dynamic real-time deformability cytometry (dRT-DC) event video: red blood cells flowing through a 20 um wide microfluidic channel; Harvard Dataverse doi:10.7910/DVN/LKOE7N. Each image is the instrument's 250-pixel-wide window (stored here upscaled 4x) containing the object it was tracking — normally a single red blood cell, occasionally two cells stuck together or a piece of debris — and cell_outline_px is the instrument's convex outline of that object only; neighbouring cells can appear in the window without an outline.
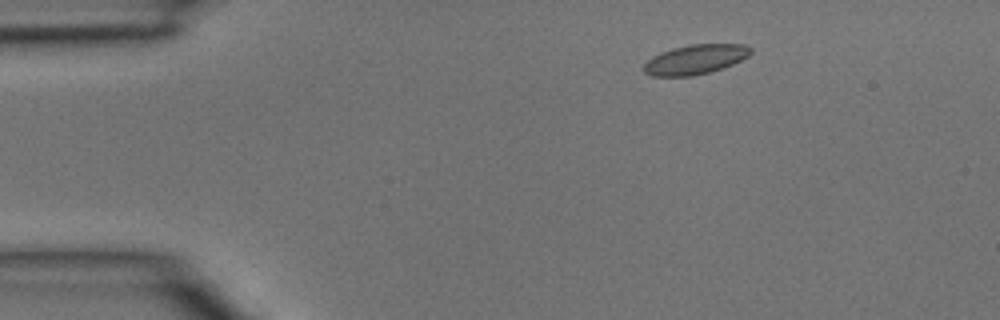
{"species": "common noctule bat (a hibernating species)", "species_latin": "Nyctalus noctula", "temperature_condition": "room temperature", "stored_images_in_passage": 6, "camera_frame_rate_fps": 3000, "um_per_image_px": 0.085, "animal": {"sex": "male", "body_mass_g": 15.6}, "frame": {"image": 1, "passage_image": 2, "time_ms": 0.333, "image_size_px": [1000, 320], "cell_outline_px": [[752, 52], [748, 56], [732, 64], [708, 72], [692, 76], [652, 76], [644, 72], [644, 64], [652, 56], [660, 52], [672, 48], [688, 44], [744, 44], [752, 48]], "centroid_in_image_um": [59.08, 5.04], "position_along_channel_um": 25.9, "area_um2": 18.38}}
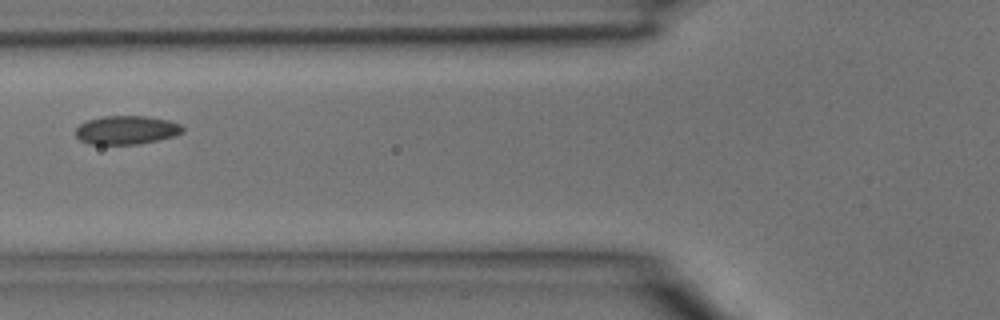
{"frame": {"image": 2, "passage_image": 5, "time_ms": 1.333, "image_size_px": [1000, 320], "cell_outline_px": [[184, 132], [176, 136], [140, 144], [88, 144], [80, 140], [76, 136], [76, 128], [80, 124], [88, 120], [104, 116], [148, 116], [168, 120], [180, 124], [184, 128]], "centroid_in_image_um": [10.78, 11.05], "position_along_channel_um": 115.0, "area_um2": 17.98}}
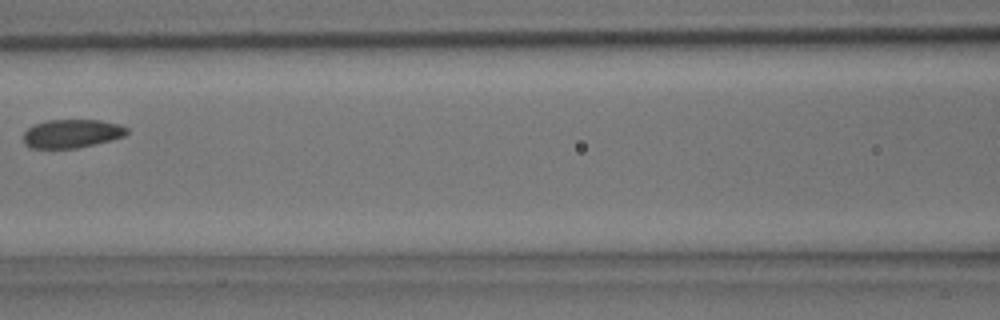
{"frame": {"image": 3, "passage_image": 6, "time_ms": 1.667, "image_size_px": [1000, 320], "cell_outline_px": [[128, 132], [124, 136], [112, 140], [76, 148], [32, 148], [24, 144], [24, 132], [32, 124], [48, 120], [100, 120], [120, 124], [128, 128]], "centroid_in_image_um": [6.1, 11.35], "position_along_channel_um": 160.5, "area_um2": 17.28}}